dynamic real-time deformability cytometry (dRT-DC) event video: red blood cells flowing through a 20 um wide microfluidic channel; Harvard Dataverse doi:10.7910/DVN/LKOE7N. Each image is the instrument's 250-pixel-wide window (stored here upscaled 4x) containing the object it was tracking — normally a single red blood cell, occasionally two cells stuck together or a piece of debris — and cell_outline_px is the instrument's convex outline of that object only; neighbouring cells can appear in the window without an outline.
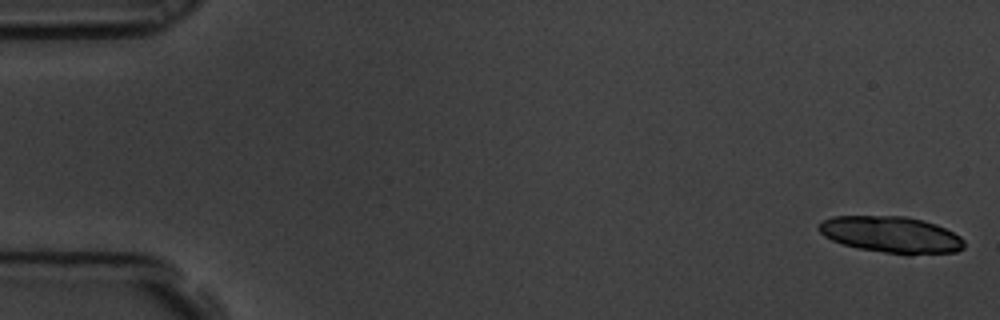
{"species": "common noctule bat (a hibernating species)", "species_latin": "Nyctalus noctula", "temperature_condition": "room temperature", "stored_images_in_passage": 4, "camera_frame_rate_fps": 3000, "um_per_image_px": 0.085, "animal": {"sex": "male", "body_mass_g": 19.5, "forearm_length_mm": 54.6}, "frame": {"image": 1, "passage_image": 1, "time_ms": 0.0, "image_size_px": [1000, 320], "cell_outline_px": [[964, 248], [956, 252], [908, 256], [904, 256], [860, 248], [844, 244], [832, 240], [824, 236], [820, 232], [820, 224], [824, 220], [832, 216], [904, 216], [924, 220], [936, 224], [960, 236], [964, 240]], "centroid_in_image_um": [75.81, 19.96], "position_along_channel_um": 9.2, "area_um2": 31.1}}